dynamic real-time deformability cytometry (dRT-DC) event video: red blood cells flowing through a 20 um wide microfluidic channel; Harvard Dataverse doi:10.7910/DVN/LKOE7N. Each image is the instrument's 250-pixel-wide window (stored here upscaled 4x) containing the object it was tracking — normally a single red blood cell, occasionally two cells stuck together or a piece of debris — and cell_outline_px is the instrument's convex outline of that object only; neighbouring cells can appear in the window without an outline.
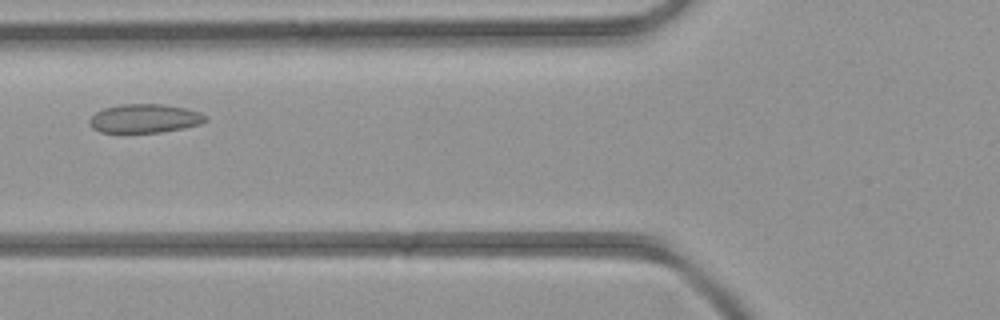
{"species": "common noctule bat (a hibernating species)", "species_latin": "Nyctalus noctula", "temperature_condition": "room temperature", "stored_images_in_passage": 4, "camera_frame_rate_fps": 3000, "um_per_image_px": 0.085, "animal": {"sex": "female", "body_mass_g": 21.9}, "frame": {"image": 1, "passage_image": 4, "time_ms": 3.333, "image_size_px": [1000, 320], "cell_outline_px": [[208, 120], [200, 124], [184, 128], [160, 132], [100, 132], [92, 128], [88, 120], [96, 112], [104, 108], [120, 104], [164, 104], [184, 108], [200, 112], [208, 116]], "centroid_in_image_um": [12.31, 10.06], "position_along_channel_um": 113.5, "area_um2": 19.48}}